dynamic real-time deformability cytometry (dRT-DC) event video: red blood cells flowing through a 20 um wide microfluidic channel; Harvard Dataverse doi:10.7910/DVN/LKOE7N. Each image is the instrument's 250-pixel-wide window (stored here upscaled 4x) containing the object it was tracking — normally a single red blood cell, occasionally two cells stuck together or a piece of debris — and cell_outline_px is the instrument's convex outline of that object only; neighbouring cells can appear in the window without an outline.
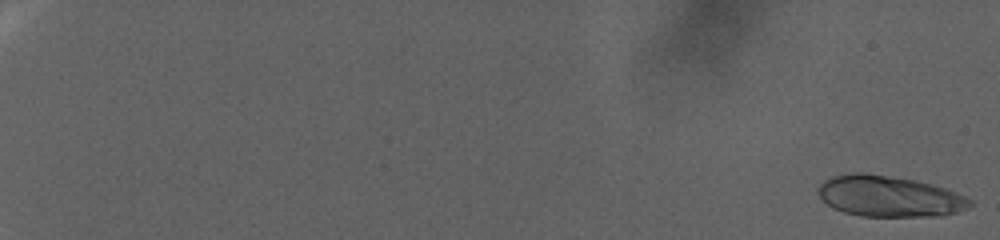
{"species": "human", "species_latin": "Homo sapiens", "temperature_condition": "warm", "stored_images_in_passage": 102, "camera_frame_rate_fps": 3000, "um_per_image_px": 0.085, "donor": {"sex": "female"}, "frame": {"image": 1, "passage_image": 2, "time_ms": 0.333, "image_size_px": [1000, 240], "cell_outline_px": [[972, 204], [968, 208], [956, 212], [940, 216], [860, 216], [844, 212], [832, 208], [820, 196], [816, 188], [824, 180], [832, 176], [852, 172], [860, 172], [916, 180], [932, 184], [956, 192], [972, 200]], "centroid_in_image_um": [75.56, 16.68], "position_along_channel_um": 9.4, "area_um2": 36.24}}
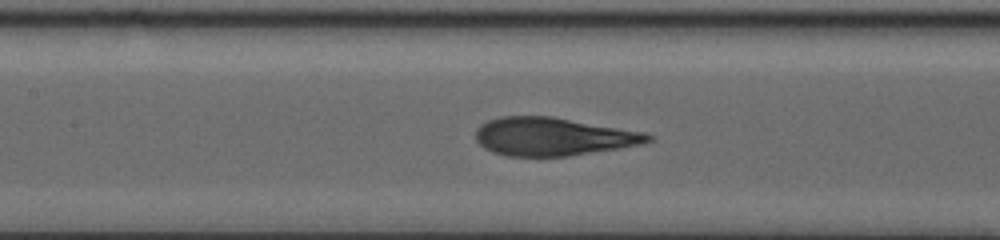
{"frame": {"image": 2, "passage_image": 57, "time_ms": 18.667, "image_size_px": [1000, 240], "cell_outline_px": [[652, 140], [644, 144], [620, 148], [568, 156], [508, 156], [492, 152], [484, 148], [476, 140], [476, 128], [480, 124], [488, 120], [500, 116], [552, 116], [644, 132], [652, 136]], "centroid_in_image_um": [46.99, 11.61], "position_along_channel_um": 160.4, "area_um2": 38.38}}
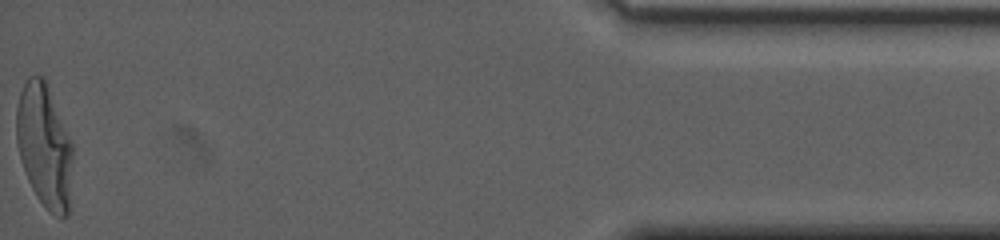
{"frame": {"image": 3, "passage_image": 102, "time_ms": 33.667, "image_size_px": [1000, 240], "cell_outline_px": [[72, 156], [68, 216], [60, 220], [48, 212], [36, 196], [28, 180], [16, 144], [16, 108], [20, 92], [28, 76], [44, 76], [72, 144]], "centroid_in_image_um": [3.76, 12.43], "position_along_channel_um": 431.4, "area_um2": 40.52}}